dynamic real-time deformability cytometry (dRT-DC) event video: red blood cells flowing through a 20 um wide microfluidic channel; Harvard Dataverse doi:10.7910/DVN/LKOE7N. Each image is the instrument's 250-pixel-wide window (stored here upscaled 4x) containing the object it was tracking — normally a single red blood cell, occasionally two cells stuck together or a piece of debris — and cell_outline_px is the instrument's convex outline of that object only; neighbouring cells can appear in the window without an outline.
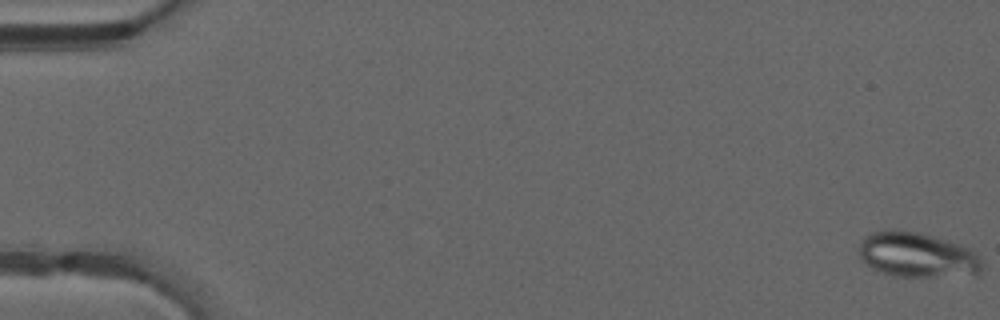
{"species": "common noctule bat (a hibernating species)", "species_latin": "Nyctalus noctula", "temperature_condition": "warm", "stored_images_in_passage": 50, "camera_frame_rate_fps": 3000, "um_per_image_px": 0.085, "animal": {"sex": "male", "forearm_length_mm": 52.5}, "frame": {"image": 1, "passage_image": 1, "time_ms": 0.0, "image_size_px": [1000, 320], "cell_outline_px": [[984, 264], [980, 272], [976, 276], [896, 276], [872, 268], [860, 256], [860, 244], [864, 236], [872, 232], [896, 228], [920, 232], [948, 240], [972, 248], [980, 256]], "centroid_in_image_um": [78.05, 21.65], "position_along_channel_um": 7.0, "area_um2": 32.71}}
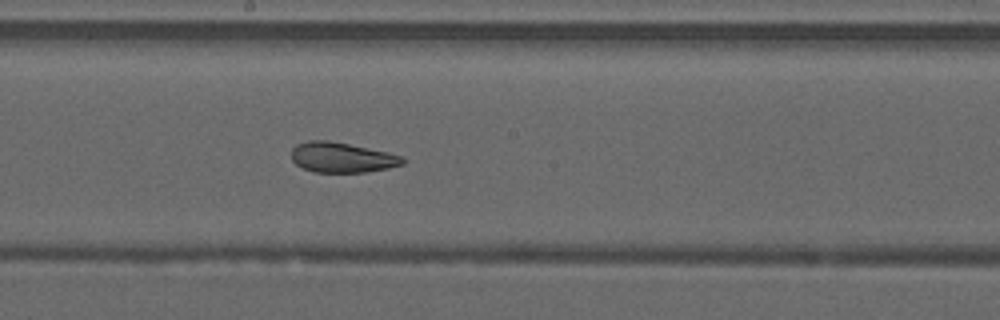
{"frame": {"image": 2, "passage_image": 28, "time_ms": 9.0, "image_size_px": [1000, 320], "cell_outline_px": [[404, 164], [388, 168], [368, 172], [316, 172], [304, 168], [296, 164], [292, 160], [292, 148], [296, 144], [308, 140], [328, 140], [388, 152], [404, 156]], "centroid_in_image_um": [29.07, 13.38], "position_along_channel_um": 219.1, "area_um2": 19.54}}
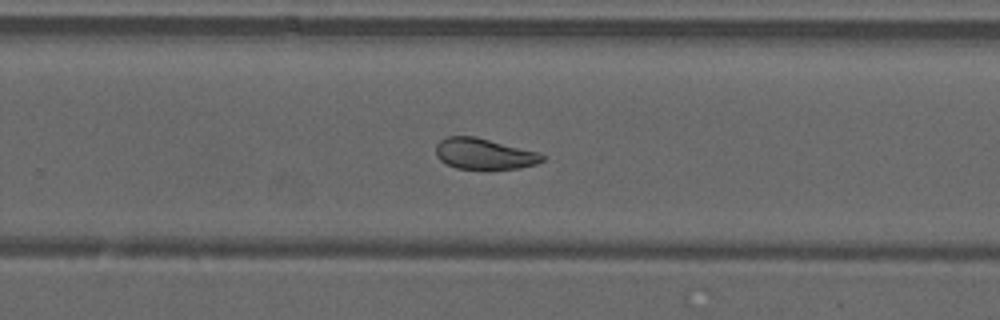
{"frame": {"image": 3, "passage_image": 33, "time_ms": 10.667, "image_size_px": [1000, 320], "cell_outline_px": [[544, 160], [536, 164], [520, 168], [484, 172], [456, 168], [440, 160], [436, 156], [436, 144], [440, 140], [448, 136], [476, 136], [540, 152], [544, 156]], "centroid_in_image_um": [41.17, 13.11], "position_along_channel_um": 288.6, "area_um2": 20.06}, "authors_computed_cell_mechanics": {"area_um2": 23.4379, "velocity_mm_per_s": 4.2049, "shape_relaxation_time_tau1_ms": null, "shape_relaxation_time_tau2_ms": 1.1867, "deformation_change_tau1": null, "deformation_change_tau2": 0.0659}}